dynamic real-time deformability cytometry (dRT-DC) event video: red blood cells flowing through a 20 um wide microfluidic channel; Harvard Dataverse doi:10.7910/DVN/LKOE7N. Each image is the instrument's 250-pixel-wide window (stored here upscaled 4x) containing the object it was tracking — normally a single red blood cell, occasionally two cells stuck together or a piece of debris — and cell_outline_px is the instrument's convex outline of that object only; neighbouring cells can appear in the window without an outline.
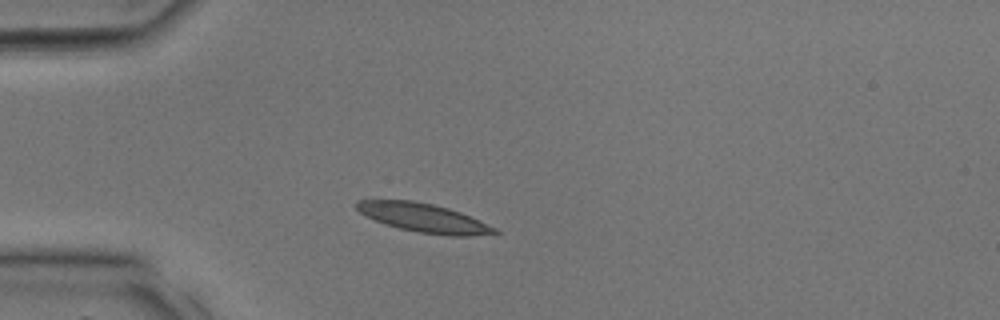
{"species": "common noctule bat (a hibernating species)", "species_latin": "Nyctalus noctula", "temperature_condition": "room temperature", "stored_images_in_passage": 24, "camera_frame_rate_fps": 3000, "um_per_image_px": 0.085, "animal": {"sex": "male", "body_mass_g": 17.9, "forearm_length_mm": 54.2}, "frame": {"image": 1, "passage_image": 1, "time_ms": 0.0, "image_size_px": [1000, 320], "cell_outline_px": [[500, 232], [468, 236], [452, 236], [420, 232], [400, 228], [384, 224], [360, 212], [356, 208], [356, 204], [360, 200], [412, 200], [432, 204], [448, 208], [460, 212], [496, 228]], "centroid_in_image_um": [36.01, 18.51], "position_along_channel_um": 49.0, "area_um2": 22.66}}
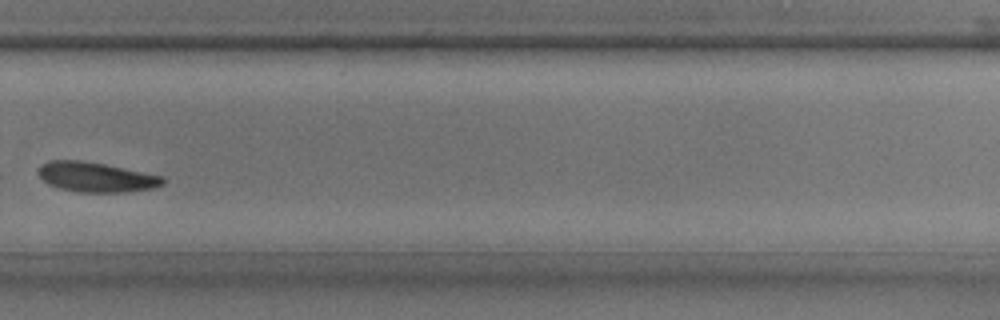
{"frame": {"image": 2, "passage_image": 15, "time_ms": 4.667, "image_size_px": [1000, 320], "cell_outline_px": [[164, 184], [152, 188], [124, 192], [76, 192], [60, 188], [48, 184], [40, 176], [40, 168], [48, 160], [84, 160], [164, 176]], "centroid_in_image_um": [8.19, 15.05], "position_along_channel_um": 321.6, "area_um2": 21.44}}
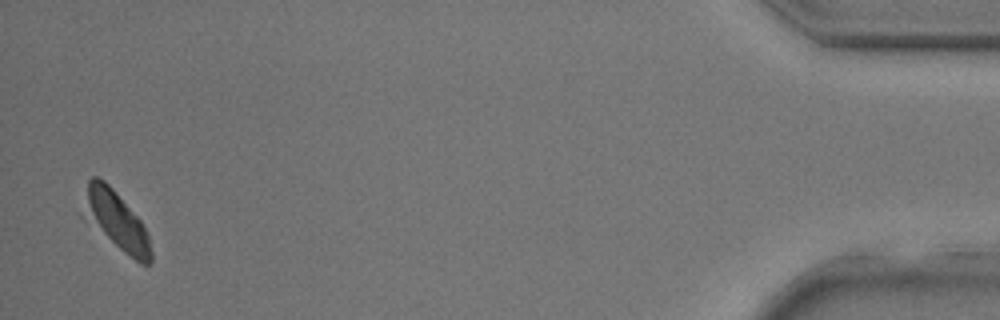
{"frame": {"image": 3, "passage_image": 24, "time_ms": 7.667, "image_size_px": [1000, 320], "cell_outline_px": [[152, 260], [148, 264], [140, 264], [124, 252], [88, 216], [88, 180], [92, 176], [96, 176], [104, 180], [116, 192], [140, 220], [148, 236], [152, 252]], "centroid_in_image_um": [10.03, 18.77], "position_along_channel_um": 425.2, "area_um2": 20.92}}